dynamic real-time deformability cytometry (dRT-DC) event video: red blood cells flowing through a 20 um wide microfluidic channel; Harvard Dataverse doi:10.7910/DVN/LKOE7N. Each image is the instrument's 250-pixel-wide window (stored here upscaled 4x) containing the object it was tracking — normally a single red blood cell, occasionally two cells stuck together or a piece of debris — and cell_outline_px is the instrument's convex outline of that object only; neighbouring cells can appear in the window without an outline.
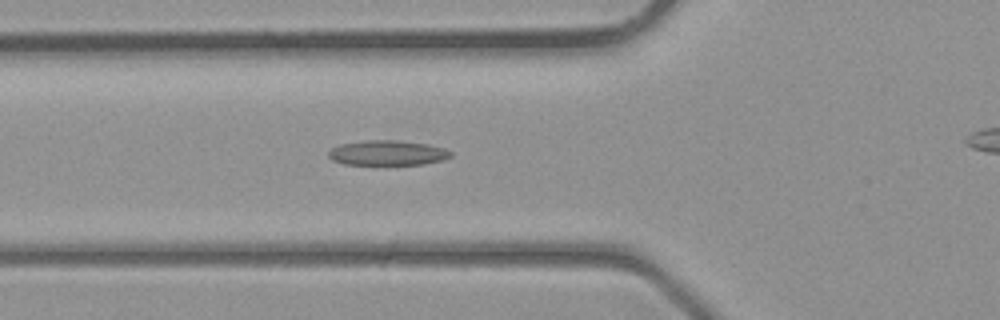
{"species": "common noctule bat (a hibernating species)", "species_latin": "Nyctalus noctula", "temperature_condition": "room temperature", "stored_images_in_passage": 30, "camera_frame_rate_fps": 3000, "um_per_image_px": 0.085, "animal": {"sex": "male", "body_mass_g": 23.1, "forearm_length_mm": 52.7}, "frame": {"image": 1, "passage_image": 9, "time_ms": 2.667, "image_size_px": [1000, 320], "cell_outline_px": [[452, 156], [444, 160], [424, 164], [344, 164], [332, 160], [328, 156], [328, 152], [332, 148], [340, 144], [364, 140], [396, 140], [428, 144], [444, 148], [452, 152]], "centroid_in_image_um": [32.95, 12.99], "position_along_channel_um": 92.9, "area_um2": 17.8}}
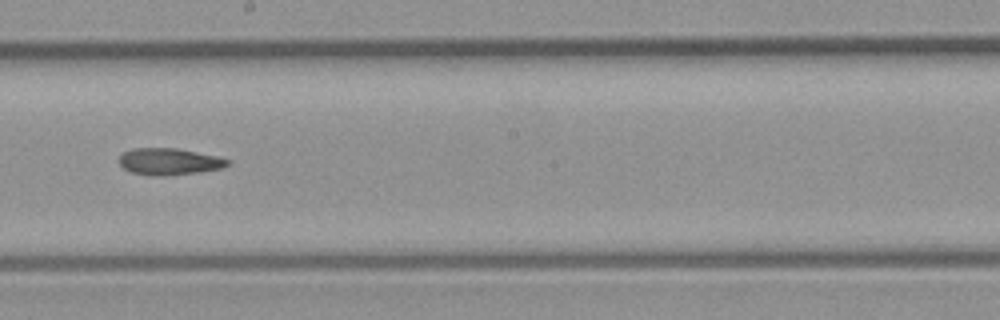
{"frame": {"image": 2, "passage_image": 17, "time_ms": 5.333, "image_size_px": [1000, 320], "cell_outline_px": [[232, 160], [228, 164], [220, 168], [196, 172], [168, 176], [152, 176], [132, 172], [124, 168], [120, 164], [120, 156], [124, 152], [132, 148], [176, 148], [216, 156]], "centroid_in_image_um": [14.36, 13.73], "position_along_channel_um": 233.8, "area_um2": 16.7}}
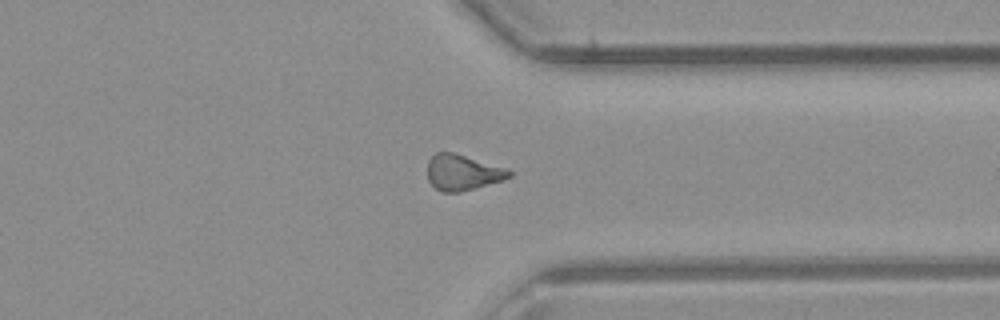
{"frame": {"image": 3, "passage_image": 25, "time_ms": 8.0, "image_size_px": [1000, 320], "cell_outline_px": [[512, 176], [504, 180], [476, 188], [460, 192], [440, 192], [428, 180], [428, 160], [436, 152], [456, 152], [508, 168], [512, 172]], "centroid_in_image_um": [39.36, 14.65], "position_along_channel_um": 372.0, "area_um2": 17.34}}